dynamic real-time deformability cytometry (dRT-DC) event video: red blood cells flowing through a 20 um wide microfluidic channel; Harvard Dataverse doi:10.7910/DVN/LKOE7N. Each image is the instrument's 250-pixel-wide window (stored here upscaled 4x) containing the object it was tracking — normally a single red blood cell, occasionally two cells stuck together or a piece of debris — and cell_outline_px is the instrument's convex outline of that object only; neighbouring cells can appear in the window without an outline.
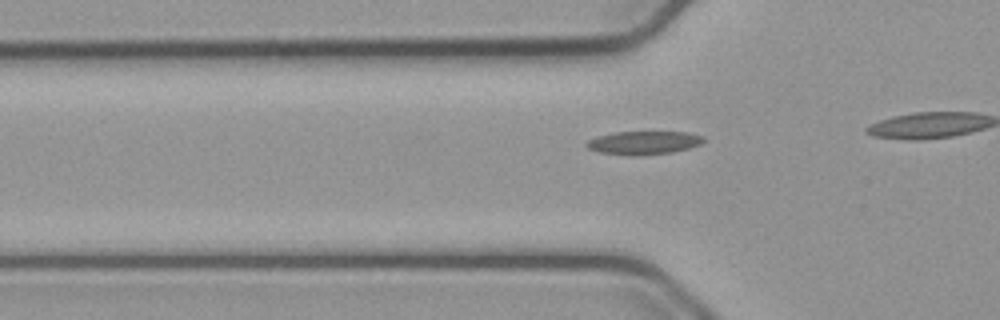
{"species": "common noctule bat (a hibernating species)", "species_latin": "Nyctalus noctula", "temperature_condition": "cold", "stored_images_in_passage": 10, "camera_frame_rate_fps": 3000, "um_per_image_px": 0.085, "animal": {"sex": "male", "body_mass_g": 23.1, "forearm_length_mm": 52.7}, "frame": {"image": 1, "passage_image": 4, "time_ms": 1.0, "image_size_px": [1000, 320], "cell_outline_px": [[704, 140], [700, 144], [688, 148], [672, 152], [636, 156], [600, 152], [588, 148], [584, 144], [588, 140], [596, 136], [616, 132], [688, 132], [704, 136]], "centroid_in_image_um": [54.7, 12.13], "position_along_channel_um": 71.1, "area_um2": 15.84}}